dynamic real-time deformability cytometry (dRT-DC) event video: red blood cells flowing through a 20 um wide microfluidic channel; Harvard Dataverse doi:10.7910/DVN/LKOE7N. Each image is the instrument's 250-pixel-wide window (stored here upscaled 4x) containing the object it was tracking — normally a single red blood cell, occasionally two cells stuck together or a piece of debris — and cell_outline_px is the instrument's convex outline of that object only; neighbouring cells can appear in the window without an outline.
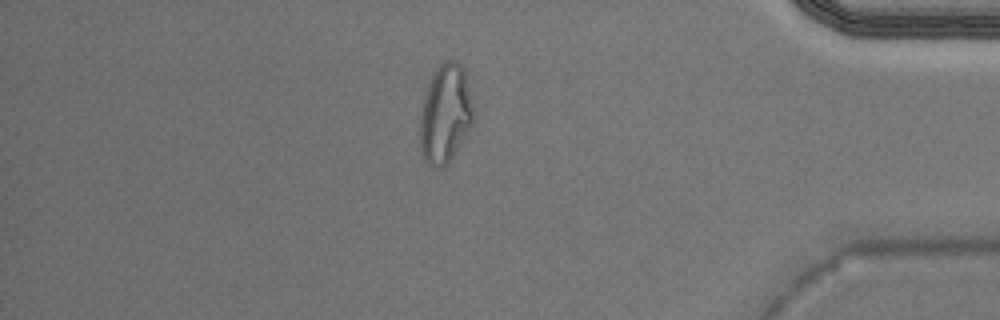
{"species": "Egyptian fruit bat (a non-hibernating species)", "species_latin": "Rousettus aegyptiacus", "temperature_condition": "warm", "stored_images_in_passage": 42, "camera_frame_rate_fps": 3000, "um_per_image_px": 0.085, "animal": {"sex": "male"}, "frame": {"image": 1, "passage_image": 36, "time_ms": 11.667, "image_size_px": [1000, 320], "cell_outline_px": [[472, 124], [448, 164], [444, 168], [432, 168], [424, 160], [420, 152], [420, 116], [424, 96], [428, 84], [436, 68], [444, 60], [456, 60], [464, 68], [472, 104]], "centroid_in_image_um": [37.82, 9.7], "position_along_channel_um": 397.4, "area_um2": 30.69}}